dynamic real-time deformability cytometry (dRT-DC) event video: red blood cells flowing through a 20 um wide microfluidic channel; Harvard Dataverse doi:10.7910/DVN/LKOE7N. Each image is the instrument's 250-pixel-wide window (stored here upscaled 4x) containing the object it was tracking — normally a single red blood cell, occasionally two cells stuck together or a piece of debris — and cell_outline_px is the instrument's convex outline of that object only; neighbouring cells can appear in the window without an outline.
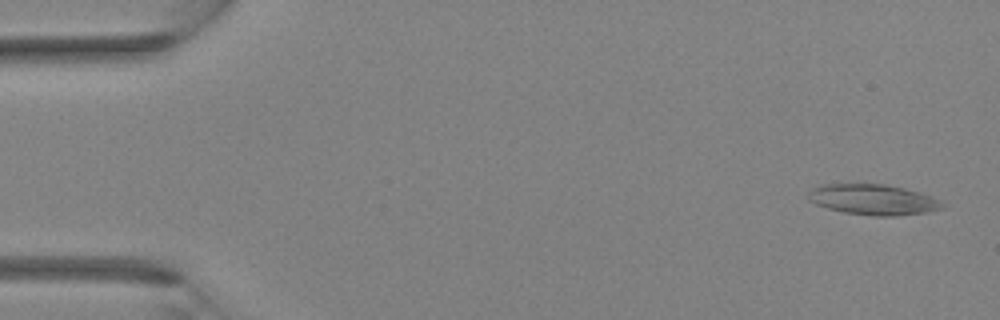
{"species": "Egyptian fruit bat (a non-hibernating species)", "species_latin": "Rousettus aegyptiacus", "temperature_condition": "room temperature", "stored_images_in_passage": 38, "camera_frame_rate_fps": 3000, "um_per_image_px": 0.085, "animal": {"sex": "female"}, "frame": {"image": 1, "passage_image": 2, "time_ms": 0.333, "image_size_px": [1000, 320], "cell_outline_px": [[948, 204], [944, 208], [928, 212], [896, 216], [872, 216], [844, 212], [828, 208], [816, 204], [808, 200], [808, 192], [812, 188], [820, 184], [884, 184], [904, 188], [920, 192], [932, 196]], "centroid_in_image_um": [74.26, 16.97], "position_along_channel_um": 10.7, "area_um2": 24.16}}
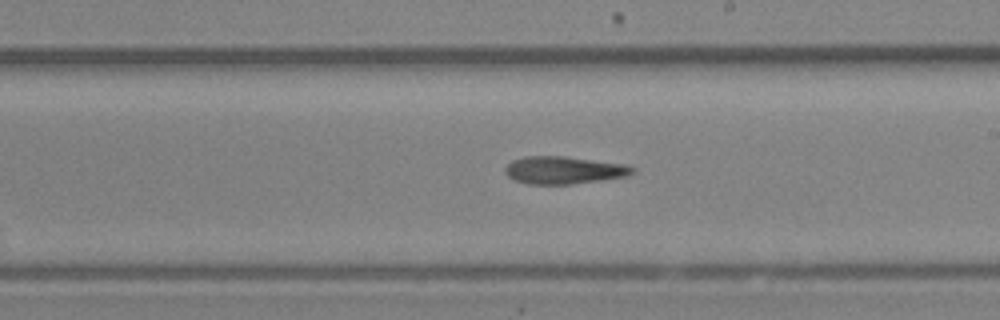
{"frame": {"image": 2, "passage_image": 22, "time_ms": 7.0, "image_size_px": [1000, 320], "cell_outline_px": [[636, 172], [628, 176], [572, 184], [528, 184], [512, 180], [504, 172], [504, 168], [512, 160], [524, 156], [564, 156], [628, 164], [636, 168]], "centroid_in_image_um": [47.94, 14.46], "position_along_channel_um": 241.1, "area_um2": 20.75}}
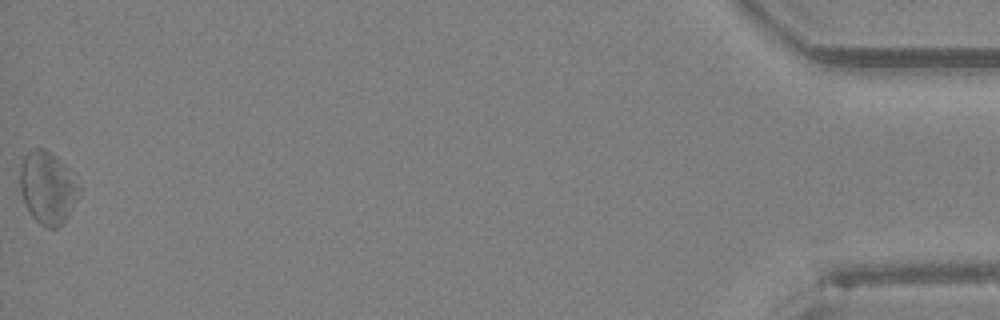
{"frame": {"image": 3, "passage_image": 38, "time_ms": 12.333, "image_size_px": [1000, 320], "cell_outline_px": [[80, 192], [68, 216], [56, 228], [44, 228], [32, 216], [24, 200], [20, 188], [20, 164], [24, 156], [28, 152], [36, 148], [44, 148], [52, 152], [64, 164], [80, 188]], "centroid_in_image_um": [4.03, 15.94], "position_along_channel_um": 431.2, "area_um2": 24.57}}